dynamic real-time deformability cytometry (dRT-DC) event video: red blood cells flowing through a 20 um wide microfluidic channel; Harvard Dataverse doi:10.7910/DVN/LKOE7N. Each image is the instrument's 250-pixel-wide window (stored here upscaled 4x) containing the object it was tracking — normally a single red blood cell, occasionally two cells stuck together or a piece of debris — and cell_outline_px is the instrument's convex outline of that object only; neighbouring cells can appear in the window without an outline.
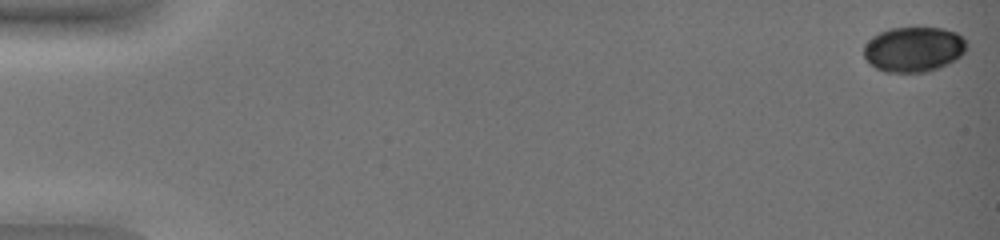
{"species": "common noctule bat (a hibernating species)", "species_latin": "Nyctalus noctula", "temperature_condition": "warm", "stored_images_in_passage": 52, "camera_frame_rate_fps": 3000, "um_per_image_px": 0.085, "animal": {"sex": "female", "body_mass_g": 19.0, "forearm_length_mm": 51.5}, "frame": {"image": 1, "passage_image": 1, "time_ms": 0.0, "image_size_px": [1000, 240], "cell_outline_px": [[968, 48], [956, 60], [940, 68], [928, 72], [884, 72], [868, 64], [864, 56], [864, 44], [872, 36], [888, 28], [944, 28], [956, 32], [968, 44]], "centroid_in_image_um": [77.66, 4.2], "position_along_channel_um": 7.3, "area_um2": 27.4}}
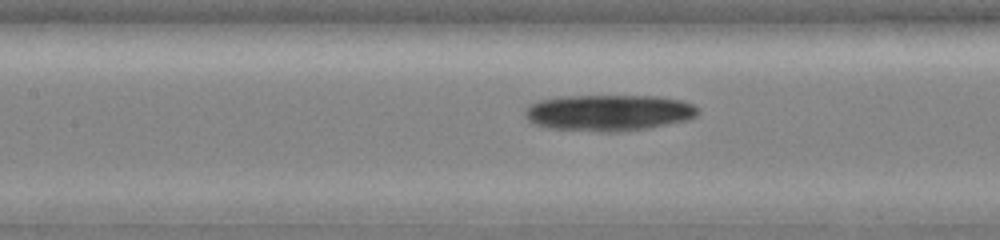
{"frame": {"image": 2, "passage_image": 27, "time_ms": 8.667, "image_size_px": [1000, 240], "cell_outline_px": [[700, 112], [696, 116], [688, 120], [648, 128], [620, 132], [600, 132], [548, 128], [532, 124], [528, 120], [524, 112], [524, 108], [528, 104], [540, 100], [560, 96], [656, 96], [680, 100], [692, 104], [700, 108]], "centroid_in_image_um": [51.72, 9.58], "position_along_channel_um": 155.7, "area_um2": 36.99}}
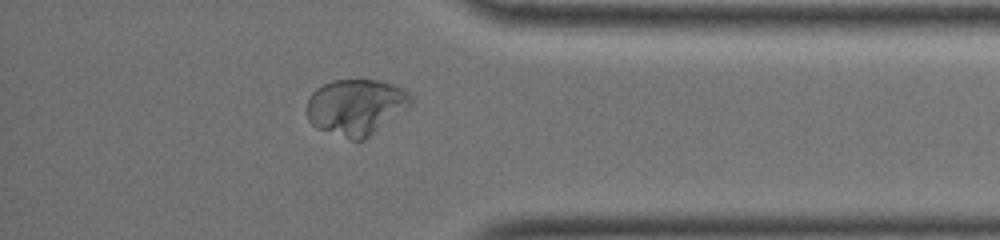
{"frame": {"image": 3, "passage_image": 47, "time_ms": 15.333, "image_size_px": [1000, 240], "cell_outline_px": [[412, 104], [408, 108], [364, 140], [352, 140], [316, 128], [308, 120], [308, 100], [312, 92], [316, 88], [332, 80], [380, 80], [404, 88], [412, 96]], "centroid_in_image_um": [30.28, 9.08], "position_along_channel_um": 404.9, "area_um2": 33.93}}